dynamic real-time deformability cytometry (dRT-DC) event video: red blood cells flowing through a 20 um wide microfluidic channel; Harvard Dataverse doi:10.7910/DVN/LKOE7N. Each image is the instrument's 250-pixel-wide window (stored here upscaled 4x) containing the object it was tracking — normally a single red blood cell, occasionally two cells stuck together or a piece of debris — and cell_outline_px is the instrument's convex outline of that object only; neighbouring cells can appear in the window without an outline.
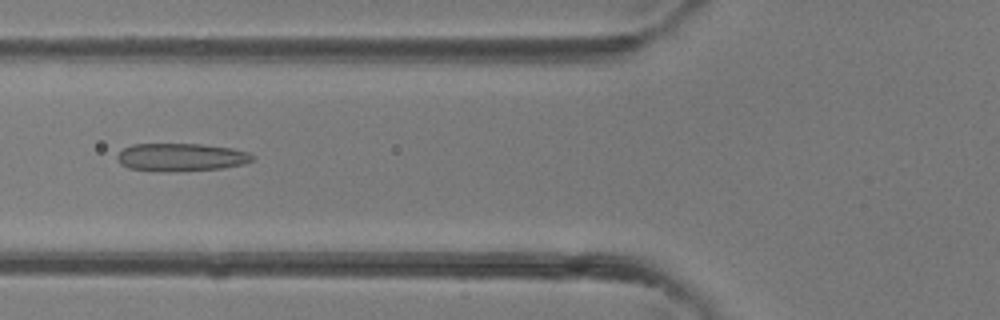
{"species": "common noctule bat (a hibernating species)", "species_latin": "Nyctalus noctula", "temperature_condition": "room temperature", "stored_images_in_passage": 41, "camera_frame_rate_fps": 3000, "um_per_image_px": 0.085, "animal": {"sex": "female"}, "frame": {"image": 1, "passage_image": 16, "time_ms": 5.0, "image_size_px": [1000, 320], "cell_outline_px": [[252, 160], [244, 164], [220, 168], [128, 168], [120, 164], [116, 156], [124, 148], [132, 144], [200, 144], [232, 148], [248, 152], [252, 156]], "centroid_in_image_um": [15.4, 13.29], "position_along_channel_um": 110.4, "area_um2": 20.52}}
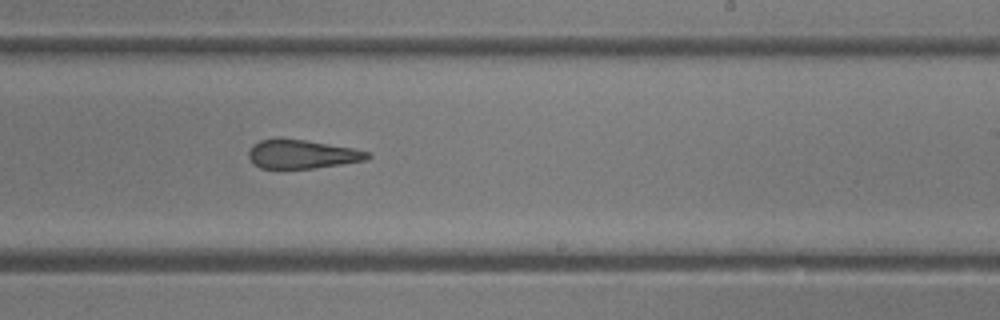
{"frame": {"image": 2, "passage_image": 25, "time_ms": 8.0, "image_size_px": [1000, 320], "cell_outline_px": [[372, 156], [364, 160], [340, 164], [312, 168], [260, 168], [248, 156], [248, 152], [252, 144], [260, 140], [276, 136], [280, 136], [352, 148], [368, 152]], "centroid_in_image_um": [25.6, 13.07], "position_along_channel_um": 263.4, "area_um2": 19.94}}
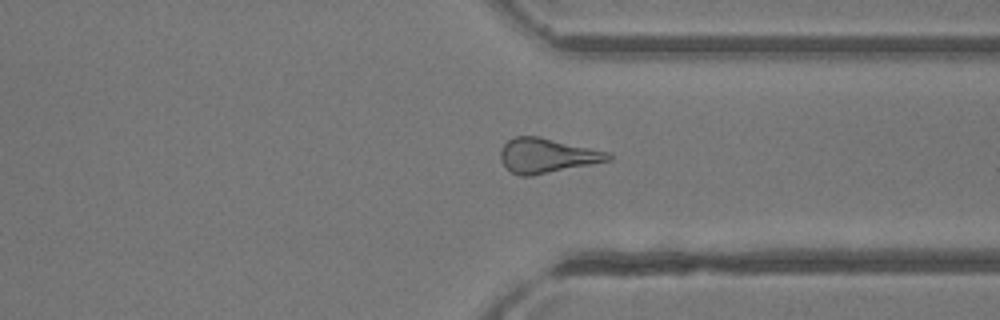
{"frame": {"image": 3, "passage_image": 31, "time_ms": 10.0, "image_size_px": [1000, 320], "cell_outline_px": [[612, 160], [532, 176], [520, 176], [512, 172], [500, 160], [500, 152], [504, 144], [508, 140], [516, 136], [540, 136], [608, 152], [612, 156]], "centroid_in_image_um": [46.49, 13.22], "position_along_channel_um": 364.9, "area_um2": 21.68}}